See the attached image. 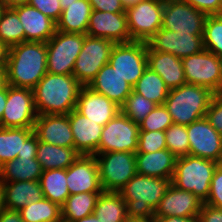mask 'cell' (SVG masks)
I'll list each match as a JSON object with an SVG mask.
<instances>
[{"label": "cell", "mask_w": 222, "mask_h": 222, "mask_svg": "<svg viewBox=\"0 0 222 222\" xmlns=\"http://www.w3.org/2000/svg\"><path fill=\"white\" fill-rule=\"evenodd\" d=\"M46 73V43L25 41L10 47L6 68L8 85L32 90Z\"/></svg>", "instance_id": "6da1fadb"}, {"label": "cell", "mask_w": 222, "mask_h": 222, "mask_svg": "<svg viewBox=\"0 0 222 222\" xmlns=\"http://www.w3.org/2000/svg\"><path fill=\"white\" fill-rule=\"evenodd\" d=\"M82 86L73 74L47 72L32 89L37 115L69 114L76 109Z\"/></svg>", "instance_id": "7a4b0ae2"}, {"label": "cell", "mask_w": 222, "mask_h": 222, "mask_svg": "<svg viewBox=\"0 0 222 222\" xmlns=\"http://www.w3.org/2000/svg\"><path fill=\"white\" fill-rule=\"evenodd\" d=\"M171 180L136 174L119 192L129 220H154V210Z\"/></svg>", "instance_id": "3957f363"}, {"label": "cell", "mask_w": 222, "mask_h": 222, "mask_svg": "<svg viewBox=\"0 0 222 222\" xmlns=\"http://www.w3.org/2000/svg\"><path fill=\"white\" fill-rule=\"evenodd\" d=\"M214 94L206 87L186 83L169 90L164 106L173 123L187 126L206 116Z\"/></svg>", "instance_id": "277c9868"}, {"label": "cell", "mask_w": 222, "mask_h": 222, "mask_svg": "<svg viewBox=\"0 0 222 222\" xmlns=\"http://www.w3.org/2000/svg\"><path fill=\"white\" fill-rule=\"evenodd\" d=\"M218 164L192 155L177 157L171 184L193 193L204 203L209 196L211 180Z\"/></svg>", "instance_id": "5b68a950"}, {"label": "cell", "mask_w": 222, "mask_h": 222, "mask_svg": "<svg viewBox=\"0 0 222 222\" xmlns=\"http://www.w3.org/2000/svg\"><path fill=\"white\" fill-rule=\"evenodd\" d=\"M103 191L120 192L136 174V158L133 152H106L94 155Z\"/></svg>", "instance_id": "8992f818"}, {"label": "cell", "mask_w": 222, "mask_h": 222, "mask_svg": "<svg viewBox=\"0 0 222 222\" xmlns=\"http://www.w3.org/2000/svg\"><path fill=\"white\" fill-rule=\"evenodd\" d=\"M85 36L86 34L56 30L55 34L46 42L47 72L62 75L72 74Z\"/></svg>", "instance_id": "52a82bcc"}, {"label": "cell", "mask_w": 222, "mask_h": 222, "mask_svg": "<svg viewBox=\"0 0 222 222\" xmlns=\"http://www.w3.org/2000/svg\"><path fill=\"white\" fill-rule=\"evenodd\" d=\"M114 45L115 42L109 39L85 36L72 73L83 86H88L99 70L108 64Z\"/></svg>", "instance_id": "ba28073f"}, {"label": "cell", "mask_w": 222, "mask_h": 222, "mask_svg": "<svg viewBox=\"0 0 222 222\" xmlns=\"http://www.w3.org/2000/svg\"><path fill=\"white\" fill-rule=\"evenodd\" d=\"M164 0H143L125 8L132 41H149L162 27Z\"/></svg>", "instance_id": "9c48e42d"}, {"label": "cell", "mask_w": 222, "mask_h": 222, "mask_svg": "<svg viewBox=\"0 0 222 222\" xmlns=\"http://www.w3.org/2000/svg\"><path fill=\"white\" fill-rule=\"evenodd\" d=\"M139 131V124L120 111L103 127L96 154L115 151L136 153Z\"/></svg>", "instance_id": "30bf717a"}, {"label": "cell", "mask_w": 222, "mask_h": 222, "mask_svg": "<svg viewBox=\"0 0 222 222\" xmlns=\"http://www.w3.org/2000/svg\"><path fill=\"white\" fill-rule=\"evenodd\" d=\"M133 87L147 66V42L115 43L108 62Z\"/></svg>", "instance_id": "8fae6325"}, {"label": "cell", "mask_w": 222, "mask_h": 222, "mask_svg": "<svg viewBox=\"0 0 222 222\" xmlns=\"http://www.w3.org/2000/svg\"><path fill=\"white\" fill-rule=\"evenodd\" d=\"M33 91L7 84V102L4 107L1 128H33L37 119Z\"/></svg>", "instance_id": "7c38bea8"}, {"label": "cell", "mask_w": 222, "mask_h": 222, "mask_svg": "<svg viewBox=\"0 0 222 222\" xmlns=\"http://www.w3.org/2000/svg\"><path fill=\"white\" fill-rule=\"evenodd\" d=\"M207 15L181 0H164L162 27L177 33L203 35Z\"/></svg>", "instance_id": "4fadbf2b"}, {"label": "cell", "mask_w": 222, "mask_h": 222, "mask_svg": "<svg viewBox=\"0 0 222 222\" xmlns=\"http://www.w3.org/2000/svg\"><path fill=\"white\" fill-rule=\"evenodd\" d=\"M186 83L206 87L218 94L220 57L203 49L181 59Z\"/></svg>", "instance_id": "5bb4252c"}, {"label": "cell", "mask_w": 222, "mask_h": 222, "mask_svg": "<svg viewBox=\"0 0 222 222\" xmlns=\"http://www.w3.org/2000/svg\"><path fill=\"white\" fill-rule=\"evenodd\" d=\"M189 155L222 163V135L202 117L186 126Z\"/></svg>", "instance_id": "9a60e30c"}, {"label": "cell", "mask_w": 222, "mask_h": 222, "mask_svg": "<svg viewBox=\"0 0 222 222\" xmlns=\"http://www.w3.org/2000/svg\"><path fill=\"white\" fill-rule=\"evenodd\" d=\"M147 45L151 50L171 53L180 59L204 49L203 35L177 33L163 28L147 41Z\"/></svg>", "instance_id": "2e32d148"}, {"label": "cell", "mask_w": 222, "mask_h": 222, "mask_svg": "<svg viewBox=\"0 0 222 222\" xmlns=\"http://www.w3.org/2000/svg\"><path fill=\"white\" fill-rule=\"evenodd\" d=\"M67 187L70 195L79 193H101L99 167L94 155H80L66 169Z\"/></svg>", "instance_id": "e0dca14e"}, {"label": "cell", "mask_w": 222, "mask_h": 222, "mask_svg": "<svg viewBox=\"0 0 222 222\" xmlns=\"http://www.w3.org/2000/svg\"><path fill=\"white\" fill-rule=\"evenodd\" d=\"M86 35L109 39L115 43L132 41L125 12L92 10Z\"/></svg>", "instance_id": "ac0fdd59"}, {"label": "cell", "mask_w": 222, "mask_h": 222, "mask_svg": "<svg viewBox=\"0 0 222 222\" xmlns=\"http://www.w3.org/2000/svg\"><path fill=\"white\" fill-rule=\"evenodd\" d=\"M202 203L193 193L170 184L154 210V219L169 216H198Z\"/></svg>", "instance_id": "d6986e66"}, {"label": "cell", "mask_w": 222, "mask_h": 222, "mask_svg": "<svg viewBox=\"0 0 222 222\" xmlns=\"http://www.w3.org/2000/svg\"><path fill=\"white\" fill-rule=\"evenodd\" d=\"M33 130L39 141L60 147H74L68 114L38 115Z\"/></svg>", "instance_id": "ffe728a7"}, {"label": "cell", "mask_w": 222, "mask_h": 222, "mask_svg": "<svg viewBox=\"0 0 222 222\" xmlns=\"http://www.w3.org/2000/svg\"><path fill=\"white\" fill-rule=\"evenodd\" d=\"M76 110L103 127L121 111L120 106L115 102L93 91L88 86H82L78 95Z\"/></svg>", "instance_id": "44dd1931"}, {"label": "cell", "mask_w": 222, "mask_h": 222, "mask_svg": "<svg viewBox=\"0 0 222 222\" xmlns=\"http://www.w3.org/2000/svg\"><path fill=\"white\" fill-rule=\"evenodd\" d=\"M68 115L74 136V148L81 155H95L98 151L103 126L89 120L76 109Z\"/></svg>", "instance_id": "7402d4cb"}, {"label": "cell", "mask_w": 222, "mask_h": 222, "mask_svg": "<svg viewBox=\"0 0 222 222\" xmlns=\"http://www.w3.org/2000/svg\"><path fill=\"white\" fill-rule=\"evenodd\" d=\"M25 32V41L46 43L56 32V22L35 7L26 4L13 8Z\"/></svg>", "instance_id": "603a6c76"}, {"label": "cell", "mask_w": 222, "mask_h": 222, "mask_svg": "<svg viewBox=\"0 0 222 222\" xmlns=\"http://www.w3.org/2000/svg\"><path fill=\"white\" fill-rule=\"evenodd\" d=\"M88 87L104 95L120 107L133 90L131 84L125 81L109 63L99 70Z\"/></svg>", "instance_id": "cb8c5ba5"}, {"label": "cell", "mask_w": 222, "mask_h": 222, "mask_svg": "<svg viewBox=\"0 0 222 222\" xmlns=\"http://www.w3.org/2000/svg\"><path fill=\"white\" fill-rule=\"evenodd\" d=\"M147 66L159 74L169 89L186 84L182 60L171 53L154 51L147 45Z\"/></svg>", "instance_id": "d4e9b609"}, {"label": "cell", "mask_w": 222, "mask_h": 222, "mask_svg": "<svg viewBox=\"0 0 222 222\" xmlns=\"http://www.w3.org/2000/svg\"><path fill=\"white\" fill-rule=\"evenodd\" d=\"M135 158L137 174L172 179L177 157L167 148L152 153L136 152Z\"/></svg>", "instance_id": "484cf974"}, {"label": "cell", "mask_w": 222, "mask_h": 222, "mask_svg": "<svg viewBox=\"0 0 222 222\" xmlns=\"http://www.w3.org/2000/svg\"><path fill=\"white\" fill-rule=\"evenodd\" d=\"M1 184L4 193V205L7 210L19 211L26 205L44 198L39 180L14 181Z\"/></svg>", "instance_id": "4316f807"}, {"label": "cell", "mask_w": 222, "mask_h": 222, "mask_svg": "<svg viewBox=\"0 0 222 222\" xmlns=\"http://www.w3.org/2000/svg\"><path fill=\"white\" fill-rule=\"evenodd\" d=\"M92 7L89 0H77L62 10L56 22V30L67 33L86 34Z\"/></svg>", "instance_id": "83f0119b"}, {"label": "cell", "mask_w": 222, "mask_h": 222, "mask_svg": "<svg viewBox=\"0 0 222 222\" xmlns=\"http://www.w3.org/2000/svg\"><path fill=\"white\" fill-rule=\"evenodd\" d=\"M42 167L36 157H17L0 167V182L40 180Z\"/></svg>", "instance_id": "f1b7e54d"}, {"label": "cell", "mask_w": 222, "mask_h": 222, "mask_svg": "<svg viewBox=\"0 0 222 222\" xmlns=\"http://www.w3.org/2000/svg\"><path fill=\"white\" fill-rule=\"evenodd\" d=\"M81 154L74 147H60L38 140L36 159L42 170L67 169Z\"/></svg>", "instance_id": "f546056e"}, {"label": "cell", "mask_w": 222, "mask_h": 222, "mask_svg": "<svg viewBox=\"0 0 222 222\" xmlns=\"http://www.w3.org/2000/svg\"><path fill=\"white\" fill-rule=\"evenodd\" d=\"M93 214L100 222H127L126 202L119 192L102 191Z\"/></svg>", "instance_id": "4dcf8cb0"}, {"label": "cell", "mask_w": 222, "mask_h": 222, "mask_svg": "<svg viewBox=\"0 0 222 222\" xmlns=\"http://www.w3.org/2000/svg\"><path fill=\"white\" fill-rule=\"evenodd\" d=\"M43 197L47 198L60 207L70 196L67 187L66 169H49L44 170L40 177Z\"/></svg>", "instance_id": "1f68e13d"}, {"label": "cell", "mask_w": 222, "mask_h": 222, "mask_svg": "<svg viewBox=\"0 0 222 222\" xmlns=\"http://www.w3.org/2000/svg\"><path fill=\"white\" fill-rule=\"evenodd\" d=\"M34 133L33 128L0 127V167L22 153L23 143Z\"/></svg>", "instance_id": "d6a6232c"}, {"label": "cell", "mask_w": 222, "mask_h": 222, "mask_svg": "<svg viewBox=\"0 0 222 222\" xmlns=\"http://www.w3.org/2000/svg\"><path fill=\"white\" fill-rule=\"evenodd\" d=\"M100 193H79L70 195L61 206L62 220L74 222L93 214Z\"/></svg>", "instance_id": "836d02e7"}, {"label": "cell", "mask_w": 222, "mask_h": 222, "mask_svg": "<svg viewBox=\"0 0 222 222\" xmlns=\"http://www.w3.org/2000/svg\"><path fill=\"white\" fill-rule=\"evenodd\" d=\"M169 90L159 74L149 67L144 70L143 75L133 86L134 92L144 96L157 105H164Z\"/></svg>", "instance_id": "e575fe53"}, {"label": "cell", "mask_w": 222, "mask_h": 222, "mask_svg": "<svg viewBox=\"0 0 222 222\" xmlns=\"http://www.w3.org/2000/svg\"><path fill=\"white\" fill-rule=\"evenodd\" d=\"M23 222H58L62 219L61 207L43 198L18 211Z\"/></svg>", "instance_id": "d590c367"}, {"label": "cell", "mask_w": 222, "mask_h": 222, "mask_svg": "<svg viewBox=\"0 0 222 222\" xmlns=\"http://www.w3.org/2000/svg\"><path fill=\"white\" fill-rule=\"evenodd\" d=\"M0 41L9 48L25 42V32L17 13L6 8L0 19Z\"/></svg>", "instance_id": "8d00e7d4"}, {"label": "cell", "mask_w": 222, "mask_h": 222, "mask_svg": "<svg viewBox=\"0 0 222 222\" xmlns=\"http://www.w3.org/2000/svg\"><path fill=\"white\" fill-rule=\"evenodd\" d=\"M204 49L222 57V14L208 15L203 31Z\"/></svg>", "instance_id": "74e56055"}, {"label": "cell", "mask_w": 222, "mask_h": 222, "mask_svg": "<svg viewBox=\"0 0 222 222\" xmlns=\"http://www.w3.org/2000/svg\"><path fill=\"white\" fill-rule=\"evenodd\" d=\"M156 106V103L132 90L120 109L125 116L139 124Z\"/></svg>", "instance_id": "f35d334b"}, {"label": "cell", "mask_w": 222, "mask_h": 222, "mask_svg": "<svg viewBox=\"0 0 222 222\" xmlns=\"http://www.w3.org/2000/svg\"><path fill=\"white\" fill-rule=\"evenodd\" d=\"M167 149L176 157L189 155V140L186 126L173 123L165 131Z\"/></svg>", "instance_id": "ab89813d"}, {"label": "cell", "mask_w": 222, "mask_h": 222, "mask_svg": "<svg viewBox=\"0 0 222 222\" xmlns=\"http://www.w3.org/2000/svg\"><path fill=\"white\" fill-rule=\"evenodd\" d=\"M173 124L164 105H157L140 123V131H166Z\"/></svg>", "instance_id": "60d3db41"}, {"label": "cell", "mask_w": 222, "mask_h": 222, "mask_svg": "<svg viewBox=\"0 0 222 222\" xmlns=\"http://www.w3.org/2000/svg\"><path fill=\"white\" fill-rule=\"evenodd\" d=\"M166 148L165 131H139L137 152L152 153Z\"/></svg>", "instance_id": "b9f144b4"}, {"label": "cell", "mask_w": 222, "mask_h": 222, "mask_svg": "<svg viewBox=\"0 0 222 222\" xmlns=\"http://www.w3.org/2000/svg\"><path fill=\"white\" fill-rule=\"evenodd\" d=\"M204 203L222 209V163H219L214 171L210 193Z\"/></svg>", "instance_id": "7bdbcfd3"}, {"label": "cell", "mask_w": 222, "mask_h": 222, "mask_svg": "<svg viewBox=\"0 0 222 222\" xmlns=\"http://www.w3.org/2000/svg\"><path fill=\"white\" fill-rule=\"evenodd\" d=\"M205 117L210 125L222 135V94H214Z\"/></svg>", "instance_id": "ee69618b"}, {"label": "cell", "mask_w": 222, "mask_h": 222, "mask_svg": "<svg viewBox=\"0 0 222 222\" xmlns=\"http://www.w3.org/2000/svg\"><path fill=\"white\" fill-rule=\"evenodd\" d=\"M28 4L41 11L55 22L59 20L62 13L59 0H29Z\"/></svg>", "instance_id": "f6af8a7d"}, {"label": "cell", "mask_w": 222, "mask_h": 222, "mask_svg": "<svg viewBox=\"0 0 222 222\" xmlns=\"http://www.w3.org/2000/svg\"><path fill=\"white\" fill-rule=\"evenodd\" d=\"M194 8H197L204 14L220 15L222 14V0H181Z\"/></svg>", "instance_id": "bcb514c9"}, {"label": "cell", "mask_w": 222, "mask_h": 222, "mask_svg": "<svg viewBox=\"0 0 222 222\" xmlns=\"http://www.w3.org/2000/svg\"><path fill=\"white\" fill-rule=\"evenodd\" d=\"M92 10L105 12H125V7L120 0H89Z\"/></svg>", "instance_id": "7dc6e473"}, {"label": "cell", "mask_w": 222, "mask_h": 222, "mask_svg": "<svg viewBox=\"0 0 222 222\" xmlns=\"http://www.w3.org/2000/svg\"><path fill=\"white\" fill-rule=\"evenodd\" d=\"M198 219L199 222H222V209L202 203Z\"/></svg>", "instance_id": "c3c4849f"}, {"label": "cell", "mask_w": 222, "mask_h": 222, "mask_svg": "<svg viewBox=\"0 0 222 222\" xmlns=\"http://www.w3.org/2000/svg\"><path fill=\"white\" fill-rule=\"evenodd\" d=\"M38 148V138L33 133L24 143L22 153L18 157H36Z\"/></svg>", "instance_id": "681fc988"}, {"label": "cell", "mask_w": 222, "mask_h": 222, "mask_svg": "<svg viewBox=\"0 0 222 222\" xmlns=\"http://www.w3.org/2000/svg\"><path fill=\"white\" fill-rule=\"evenodd\" d=\"M0 222H23L18 211L3 210L0 213Z\"/></svg>", "instance_id": "f907efd6"}, {"label": "cell", "mask_w": 222, "mask_h": 222, "mask_svg": "<svg viewBox=\"0 0 222 222\" xmlns=\"http://www.w3.org/2000/svg\"><path fill=\"white\" fill-rule=\"evenodd\" d=\"M155 222H199L198 216L194 217H178V216H169L161 217L160 219H154Z\"/></svg>", "instance_id": "816d5d0a"}, {"label": "cell", "mask_w": 222, "mask_h": 222, "mask_svg": "<svg viewBox=\"0 0 222 222\" xmlns=\"http://www.w3.org/2000/svg\"><path fill=\"white\" fill-rule=\"evenodd\" d=\"M9 47L0 41V70L6 71L8 55H9Z\"/></svg>", "instance_id": "f5cc1de1"}, {"label": "cell", "mask_w": 222, "mask_h": 222, "mask_svg": "<svg viewBox=\"0 0 222 222\" xmlns=\"http://www.w3.org/2000/svg\"><path fill=\"white\" fill-rule=\"evenodd\" d=\"M6 8L13 9L18 6H23L29 3V0H1Z\"/></svg>", "instance_id": "db71d44e"}, {"label": "cell", "mask_w": 222, "mask_h": 222, "mask_svg": "<svg viewBox=\"0 0 222 222\" xmlns=\"http://www.w3.org/2000/svg\"><path fill=\"white\" fill-rule=\"evenodd\" d=\"M7 102V85L0 91V123Z\"/></svg>", "instance_id": "11a10c76"}, {"label": "cell", "mask_w": 222, "mask_h": 222, "mask_svg": "<svg viewBox=\"0 0 222 222\" xmlns=\"http://www.w3.org/2000/svg\"><path fill=\"white\" fill-rule=\"evenodd\" d=\"M74 222H100V220L94 214H91Z\"/></svg>", "instance_id": "9f6ffc18"}, {"label": "cell", "mask_w": 222, "mask_h": 222, "mask_svg": "<svg viewBox=\"0 0 222 222\" xmlns=\"http://www.w3.org/2000/svg\"><path fill=\"white\" fill-rule=\"evenodd\" d=\"M7 85L6 71L0 70V91Z\"/></svg>", "instance_id": "6f0895ef"}, {"label": "cell", "mask_w": 222, "mask_h": 222, "mask_svg": "<svg viewBox=\"0 0 222 222\" xmlns=\"http://www.w3.org/2000/svg\"><path fill=\"white\" fill-rule=\"evenodd\" d=\"M5 210L3 187L0 182V213Z\"/></svg>", "instance_id": "680465c9"}, {"label": "cell", "mask_w": 222, "mask_h": 222, "mask_svg": "<svg viewBox=\"0 0 222 222\" xmlns=\"http://www.w3.org/2000/svg\"><path fill=\"white\" fill-rule=\"evenodd\" d=\"M220 78H219V83H218V93L222 94V57H220Z\"/></svg>", "instance_id": "91938a15"}, {"label": "cell", "mask_w": 222, "mask_h": 222, "mask_svg": "<svg viewBox=\"0 0 222 222\" xmlns=\"http://www.w3.org/2000/svg\"><path fill=\"white\" fill-rule=\"evenodd\" d=\"M143 0H120L121 4L126 8L131 5L137 4L138 2Z\"/></svg>", "instance_id": "94428289"}, {"label": "cell", "mask_w": 222, "mask_h": 222, "mask_svg": "<svg viewBox=\"0 0 222 222\" xmlns=\"http://www.w3.org/2000/svg\"><path fill=\"white\" fill-rule=\"evenodd\" d=\"M60 1V5H61V9L64 10L66 7L69 6V4L74 3V1L77 0H59Z\"/></svg>", "instance_id": "6125c7cd"}, {"label": "cell", "mask_w": 222, "mask_h": 222, "mask_svg": "<svg viewBox=\"0 0 222 222\" xmlns=\"http://www.w3.org/2000/svg\"><path fill=\"white\" fill-rule=\"evenodd\" d=\"M6 10V6L3 4V2L0 0V19L3 14V12Z\"/></svg>", "instance_id": "be15d7a7"}, {"label": "cell", "mask_w": 222, "mask_h": 222, "mask_svg": "<svg viewBox=\"0 0 222 222\" xmlns=\"http://www.w3.org/2000/svg\"><path fill=\"white\" fill-rule=\"evenodd\" d=\"M127 222H155V220H128Z\"/></svg>", "instance_id": "e7e4bbea"}]
</instances>
